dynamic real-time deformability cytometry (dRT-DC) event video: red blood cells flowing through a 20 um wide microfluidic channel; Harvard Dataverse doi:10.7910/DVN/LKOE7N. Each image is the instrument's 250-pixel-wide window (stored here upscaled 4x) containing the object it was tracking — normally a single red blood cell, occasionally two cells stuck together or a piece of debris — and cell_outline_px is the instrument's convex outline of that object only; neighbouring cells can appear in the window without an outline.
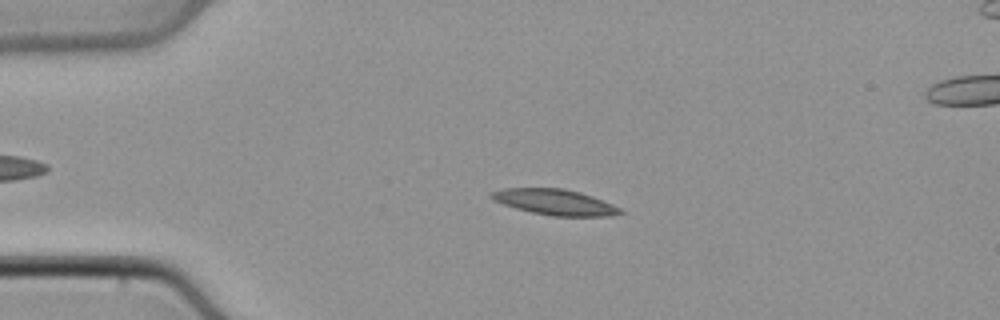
{"species": "common noctule bat (a hibernating species)", "species_latin": "Nyctalus noctula", "temperature_condition": "cold", "stored_images_in_passage": 47, "camera_frame_rate_fps": 3000, "um_per_image_px": 0.085, "animal": {"sex": "male", "body_mass_g": 21.5, "forearm_length_mm": 52.0}, "frame": {"image": 1, "passage_image": 11, "time_ms": 3.333, "image_size_px": [1000, 320], "cell_outline_px": [[624, 212], [612, 216], [552, 216], [532, 212], [516, 208], [492, 200], [488, 196], [492, 192], [504, 188], [564, 188], [580, 192], [592, 196], [612, 204], [620, 208]], "centroid_in_image_um": [47.16, 17.17], "position_along_channel_um": 37.8, "area_um2": 19.25}}
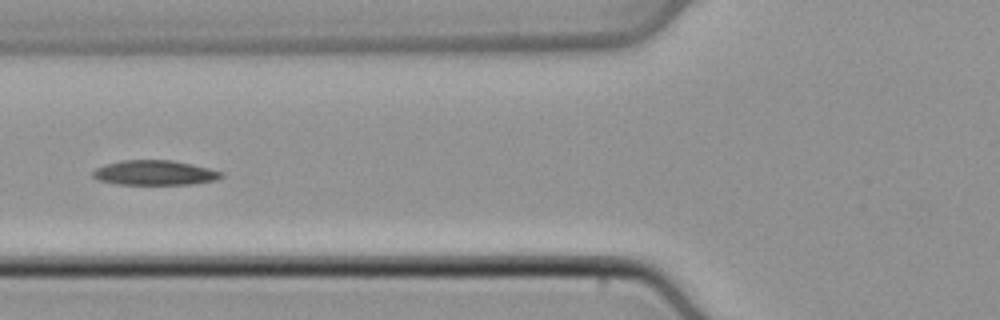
{"frame": {"image": 2, "passage_image": 19, "time_ms": 6.0, "image_size_px": [1000, 320], "cell_outline_px": [[224, 176], [216, 180], [192, 184], [116, 184], [100, 180], [92, 176], [92, 172], [96, 168], [108, 164], [124, 160], [172, 160], [192, 164], [224, 172]], "centroid_in_image_um": [13.19, 14.68], "position_along_channel_um": 112.6, "area_um2": 18.44}}
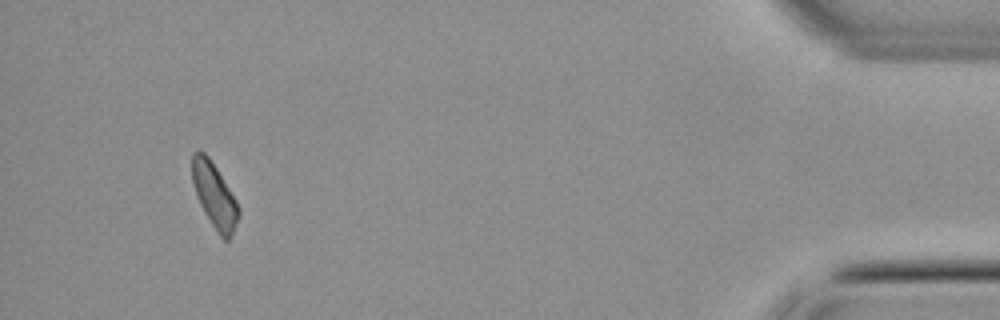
{"frame": {"image": 3, "passage_image": 46, "time_ms": 15.0, "image_size_px": [1000, 320], "cell_outline_px": [[240, 216], [228, 240], [224, 240], [216, 232], [204, 212], [200, 204], [192, 180], [192, 152], [200, 148], [208, 156], [216, 168], [236, 200], [240, 208]], "centroid_in_image_um": [18.22, 16.6], "position_along_channel_um": 417.0, "area_um2": 17.4}}